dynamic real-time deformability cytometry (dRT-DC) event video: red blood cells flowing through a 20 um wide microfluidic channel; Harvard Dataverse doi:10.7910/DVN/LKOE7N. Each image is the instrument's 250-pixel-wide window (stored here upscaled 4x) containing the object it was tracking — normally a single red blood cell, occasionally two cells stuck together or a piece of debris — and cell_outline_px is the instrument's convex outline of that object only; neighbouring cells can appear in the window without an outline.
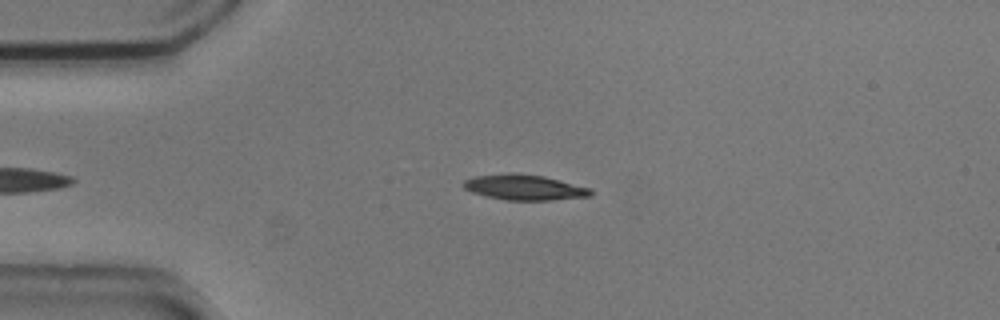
{"species": "common noctule bat (a hibernating species)", "species_latin": "Nyctalus noctula", "temperature_condition": "cold", "stored_images_in_passage": 39, "camera_frame_rate_fps": 3000, "um_per_image_px": 0.085, "animal": {"sex": "male", "body_mass_g": 20.5, "forearm_length_mm": 52.5}, "frame": {"image": 1, "passage_image": 2, "time_ms": 0.333, "image_size_px": [1000, 320], "cell_outline_px": [[592, 196], [552, 200], [504, 200], [472, 192], [464, 188], [460, 184], [464, 180], [476, 176], [508, 172], [512, 172], [544, 176], [592, 188]], "centroid_in_image_um": [44.57, 15.91], "position_along_channel_um": 40.4, "area_um2": 19.02}}
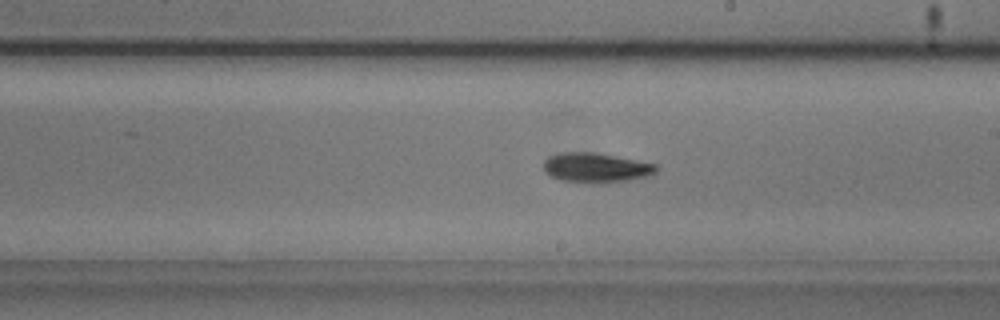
{"frame": {"image": 2, "passage_image": 20, "time_ms": 6.333, "image_size_px": [1000, 320], "cell_outline_px": [[656, 172], [648, 176], [608, 184], [588, 184], [560, 180], [544, 172], [544, 160], [548, 156], [564, 152], [596, 152], [656, 164]], "centroid_in_image_um": [50.63, 14.27], "position_along_channel_um": 238.4, "area_um2": 19.83}}
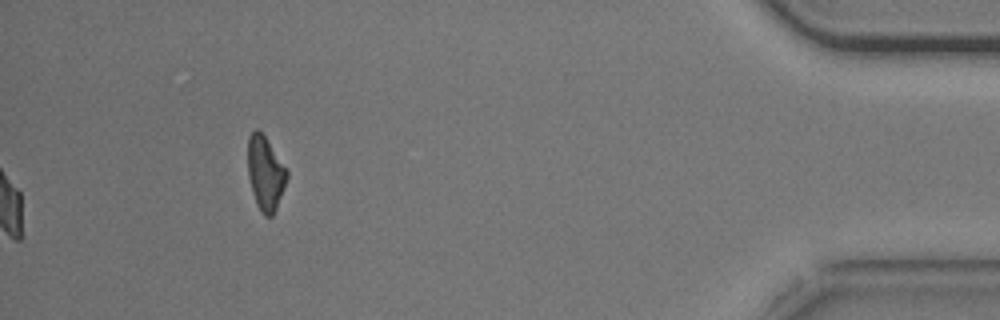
{"frame": {"image": 3, "passage_image": 39, "time_ms": 12.667, "image_size_px": [1000, 320], "cell_outline_px": [[288, 176], [276, 208], [272, 216], [264, 216], [260, 212], [256, 204], [252, 192], [248, 176], [248, 136], [256, 128], [264, 136], [288, 172]], "centroid_in_image_um": [22.53, 14.76], "position_along_channel_um": 412.7, "area_um2": 16.53}, "authors_computed_cell_mechanics": {"area_um2": 18.6116, "velocity_mm_per_s": 3.7166, "shape_relaxation_time_tau1_ms": 2.9925, "shape_relaxation_time_tau2_ms": null, "deformation_change_tau1": 0.1276, "deformation_change_tau2": null}}